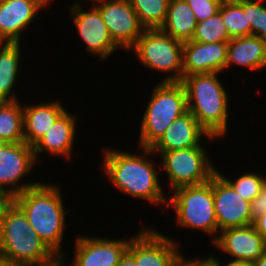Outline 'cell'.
<instances>
[{
	"mask_svg": "<svg viewBox=\"0 0 266 266\" xmlns=\"http://www.w3.org/2000/svg\"><path fill=\"white\" fill-rule=\"evenodd\" d=\"M138 154L106 148L103 152V170L107 180L129 197L151 204L166 205L167 196L160 185L159 169L155 168L150 148H140ZM150 159V160H149Z\"/></svg>",
	"mask_w": 266,
	"mask_h": 266,
	"instance_id": "6da1fadb",
	"label": "cell"
},
{
	"mask_svg": "<svg viewBox=\"0 0 266 266\" xmlns=\"http://www.w3.org/2000/svg\"><path fill=\"white\" fill-rule=\"evenodd\" d=\"M60 189L55 183L40 182L12 198V201L22 210L37 235L64 264L69 254L62 252V242L67 226L66 214L70 211L65 210Z\"/></svg>",
	"mask_w": 266,
	"mask_h": 266,
	"instance_id": "7a4b0ae2",
	"label": "cell"
},
{
	"mask_svg": "<svg viewBox=\"0 0 266 266\" xmlns=\"http://www.w3.org/2000/svg\"><path fill=\"white\" fill-rule=\"evenodd\" d=\"M219 74L188 75L181 81L186 90L188 111L217 139L226 136L229 129V95Z\"/></svg>",
	"mask_w": 266,
	"mask_h": 266,
	"instance_id": "3957f363",
	"label": "cell"
},
{
	"mask_svg": "<svg viewBox=\"0 0 266 266\" xmlns=\"http://www.w3.org/2000/svg\"><path fill=\"white\" fill-rule=\"evenodd\" d=\"M0 257L25 266H47L60 260L13 201L5 208L1 220Z\"/></svg>",
	"mask_w": 266,
	"mask_h": 266,
	"instance_id": "277c9868",
	"label": "cell"
},
{
	"mask_svg": "<svg viewBox=\"0 0 266 266\" xmlns=\"http://www.w3.org/2000/svg\"><path fill=\"white\" fill-rule=\"evenodd\" d=\"M140 120L139 148H151L172 122L186 112L187 96L181 82H159Z\"/></svg>",
	"mask_w": 266,
	"mask_h": 266,
	"instance_id": "5b68a950",
	"label": "cell"
},
{
	"mask_svg": "<svg viewBox=\"0 0 266 266\" xmlns=\"http://www.w3.org/2000/svg\"><path fill=\"white\" fill-rule=\"evenodd\" d=\"M172 193L166 207L174 209L179 227L201 230L212 236L210 242L213 243L218 237V222L214 210L212 178L200 185L176 188Z\"/></svg>",
	"mask_w": 266,
	"mask_h": 266,
	"instance_id": "8992f818",
	"label": "cell"
},
{
	"mask_svg": "<svg viewBox=\"0 0 266 266\" xmlns=\"http://www.w3.org/2000/svg\"><path fill=\"white\" fill-rule=\"evenodd\" d=\"M130 50L145 68L166 72L162 82L183 80V43L160 28L145 29Z\"/></svg>",
	"mask_w": 266,
	"mask_h": 266,
	"instance_id": "52a82bcc",
	"label": "cell"
},
{
	"mask_svg": "<svg viewBox=\"0 0 266 266\" xmlns=\"http://www.w3.org/2000/svg\"><path fill=\"white\" fill-rule=\"evenodd\" d=\"M207 151L205 147H191L159 152L162 163L157 166L165 172L171 192L179 187L200 185L211 180L217 167L210 162Z\"/></svg>",
	"mask_w": 266,
	"mask_h": 266,
	"instance_id": "ba28073f",
	"label": "cell"
},
{
	"mask_svg": "<svg viewBox=\"0 0 266 266\" xmlns=\"http://www.w3.org/2000/svg\"><path fill=\"white\" fill-rule=\"evenodd\" d=\"M173 239L144 225L130 240L127 252L139 266H179L186 258Z\"/></svg>",
	"mask_w": 266,
	"mask_h": 266,
	"instance_id": "9c48e42d",
	"label": "cell"
},
{
	"mask_svg": "<svg viewBox=\"0 0 266 266\" xmlns=\"http://www.w3.org/2000/svg\"><path fill=\"white\" fill-rule=\"evenodd\" d=\"M36 165L32 146L25 142L0 143V191L14 198L28 188L38 185L39 181H21Z\"/></svg>",
	"mask_w": 266,
	"mask_h": 266,
	"instance_id": "30bf717a",
	"label": "cell"
},
{
	"mask_svg": "<svg viewBox=\"0 0 266 266\" xmlns=\"http://www.w3.org/2000/svg\"><path fill=\"white\" fill-rule=\"evenodd\" d=\"M69 16L72 18L73 24L85 43V50L90 55H97L101 61H108L107 58L120 48L113 42L106 24L95 5H91L89 10H83L81 2L77 0L68 5Z\"/></svg>",
	"mask_w": 266,
	"mask_h": 266,
	"instance_id": "8fae6325",
	"label": "cell"
},
{
	"mask_svg": "<svg viewBox=\"0 0 266 266\" xmlns=\"http://www.w3.org/2000/svg\"><path fill=\"white\" fill-rule=\"evenodd\" d=\"M106 24L113 42L123 50H130L145 30L130 0H105L94 4Z\"/></svg>",
	"mask_w": 266,
	"mask_h": 266,
	"instance_id": "7c38bea8",
	"label": "cell"
},
{
	"mask_svg": "<svg viewBox=\"0 0 266 266\" xmlns=\"http://www.w3.org/2000/svg\"><path fill=\"white\" fill-rule=\"evenodd\" d=\"M212 188L218 233L253 224L251 202L243 199L218 172L212 176Z\"/></svg>",
	"mask_w": 266,
	"mask_h": 266,
	"instance_id": "4fadbf2b",
	"label": "cell"
},
{
	"mask_svg": "<svg viewBox=\"0 0 266 266\" xmlns=\"http://www.w3.org/2000/svg\"><path fill=\"white\" fill-rule=\"evenodd\" d=\"M129 239H108L103 236L78 235L75 239L73 261L69 266H116L127 251Z\"/></svg>",
	"mask_w": 266,
	"mask_h": 266,
	"instance_id": "5bb4252c",
	"label": "cell"
},
{
	"mask_svg": "<svg viewBox=\"0 0 266 266\" xmlns=\"http://www.w3.org/2000/svg\"><path fill=\"white\" fill-rule=\"evenodd\" d=\"M232 260L255 262L266 251V240L253 224L219 232L211 244Z\"/></svg>",
	"mask_w": 266,
	"mask_h": 266,
	"instance_id": "9a60e30c",
	"label": "cell"
},
{
	"mask_svg": "<svg viewBox=\"0 0 266 266\" xmlns=\"http://www.w3.org/2000/svg\"><path fill=\"white\" fill-rule=\"evenodd\" d=\"M228 42L183 43V78L194 74L224 73Z\"/></svg>",
	"mask_w": 266,
	"mask_h": 266,
	"instance_id": "2e32d148",
	"label": "cell"
},
{
	"mask_svg": "<svg viewBox=\"0 0 266 266\" xmlns=\"http://www.w3.org/2000/svg\"><path fill=\"white\" fill-rule=\"evenodd\" d=\"M43 8L41 0H0V43H20Z\"/></svg>",
	"mask_w": 266,
	"mask_h": 266,
	"instance_id": "e0dca14e",
	"label": "cell"
},
{
	"mask_svg": "<svg viewBox=\"0 0 266 266\" xmlns=\"http://www.w3.org/2000/svg\"><path fill=\"white\" fill-rule=\"evenodd\" d=\"M207 137L209 140H217L210 136L198 123L195 117L188 111L165 130L160 139L150 148L154 153L170 150L186 149L191 147H205L201 140Z\"/></svg>",
	"mask_w": 266,
	"mask_h": 266,
	"instance_id": "ac0fdd59",
	"label": "cell"
},
{
	"mask_svg": "<svg viewBox=\"0 0 266 266\" xmlns=\"http://www.w3.org/2000/svg\"><path fill=\"white\" fill-rule=\"evenodd\" d=\"M77 117L65 110L53 123L51 128L33 146L34 155L38 163L39 155L61 156L67 160L72 157L77 128Z\"/></svg>",
	"mask_w": 266,
	"mask_h": 266,
	"instance_id": "d6986e66",
	"label": "cell"
},
{
	"mask_svg": "<svg viewBox=\"0 0 266 266\" xmlns=\"http://www.w3.org/2000/svg\"><path fill=\"white\" fill-rule=\"evenodd\" d=\"M66 110L60 100L31 105L23 104L24 141L34 146L55 120Z\"/></svg>",
	"mask_w": 266,
	"mask_h": 266,
	"instance_id": "ffe728a7",
	"label": "cell"
},
{
	"mask_svg": "<svg viewBox=\"0 0 266 266\" xmlns=\"http://www.w3.org/2000/svg\"><path fill=\"white\" fill-rule=\"evenodd\" d=\"M233 64L252 71L266 69V47L257 36L231 38L228 41L225 71Z\"/></svg>",
	"mask_w": 266,
	"mask_h": 266,
	"instance_id": "44dd1931",
	"label": "cell"
},
{
	"mask_svg": "<svg viewBox=\"0 0 266 266\" xmlns=\"http://www.w3.org/2000/svg\"><path fill=\"white\" fill-rule=\"evenodd\" d=\"M21 43H0V102L17 101L16 93L12 92L20 76ZM19 73V75H18Z\"/></svg>",
	"mask_w": 266,
	"mask_h": 266,
	"instance_id": "7402d4cb",
	"label": "cell"
},
{
	"mask_svg": "<svg viewBox=\"0 0 266 266\" xmlns=\"http://www.w3.org/2000/svg\"><path fill=\"white\" fill-rule=\"evenodd\" d=\"M197 21L185 0H169L167 17L161 30L182 43L191 41Z\"/></svg>",
	"mask_w": 266,
	"mask_h": 266,
	"instance_id": "603a6c76",
	"label": "cell"
},
{
	"mask_svg": "<svg viewBox=\"0 0 266 266\" xmlns=\"http://www.w3.org/2000/svg\"><path fill=\"white\" fill-rule=\"evenodd\" d=\"M18 101L0 102V143L25 142L23 104Z\"/></svg>",
	"mask_w": 266,
	"mask_h": 266,
	"instance_id": "cb8c5ba5",
	"label": "cell"
},
{
	"mask_svg": "<svg viewBox=\"0 0 266 266\" xmlns=\"http://www.w3.org/2000/svg\"><path fill=\"white\" fill-rule=\"evenodd\" d=\"M145 29L161 28L167 17L169 0H130Z\"/></svg>",
	"mask_w": 266,
	"mask_h": 266,
	"instance_id": "d4e9b609",
	"label": "cell"
},
{
	"mask_svg": "<svg viewBox=\"0 0 266 266\" xmlns=\"http://www.w3.org/2000/svg\"><path fill=\"white\" fill-rule=\"evenodd\" d=\"M219 12L230 38L250 36V24H247V11L236 0H224Z\"/></svg>",
	"mask_w": 266,
	"mask_h": 266,
	"instance_id": "484cf974",
	"label": "cell"
},
{
	"mask_svg": "<svg viewBox=\"0 0 266 266\" xmlns=\"http://www.w3.org/2000/svg\"><path fill=\"white\" fill-rule=\"evenodd\" d=\"M247 11L250 35L257 36L266 47V0H236Z\"/></svg>",
	"mask_w": 266,
	"mask_h": 266,
	"instance_id": "4316f807",
	"label": "cell"
},
{
	"mask_svg": "<svg viewBox=\"0 0 266 266\" xmlns=\"http://www.w3.org/2000/svg\"><path fill=\"white\" fill-rule=\"evenodd\" d=\"M230 39L224 26L222 15L217 12L210 18L197 22L192 41L215 43L228 42Z\"/></svg>",
	"mask_w": 266,
	"mask_h": 266,
	"instance_id": "83f0119b",
	"label": "cell"
},
{
	"mask_svg": "<svg viewBox=\"0 0 266 266\" xmlns=\"http://www.w3.org/2000/svg\"><path fill=\"white\" fill-rule=\"evenodd\" d=\"M217 172L233 187V189L245 200L253 201L255 197L261 191L264 183L266 182V177L262 174H257L254 172L244 173L236 177V180L227 179L223 174H221L218 169Z\"/></svg>",
	"mask_w": 266,
	"mask_h": 266,
	"instance_id": "f1b7e54d",
	"label": "cell"
},
{
	"mask_svg": "<svg viewBox=\"0 0 266 266\" xmlns=\"http://www.w3.org/2000/svg\"><path fill=\"white\" fill-rule=\"evenodd\" d=\"M194 12L197 22L204 21L219 12L224 0H185Z\"/></svg>",
	"mask_w": 266,
	"mask_h": 266,
	"instance_id": "f546056e",
	"label": "cell"
},
{
	"mask_svg": "<svg viewBox=\"0 0 266 266\" xmlns=\"http://www.w3.org/2000/svg\"><path fill=\"white\" fill-rule=\"evenodd\" d=\"M251 218L254 221L257 217L266 213V182L261 191L250 203Z\"/></svg>",
	"mask_w": 266,
	"mask_h": 266,
	"instance_id": "4dcf8cb0",
	"label": "cell"
},
{
	"mask_svg": "<svg viewBox=\"0 0 266 266\" xmlns=\"http://www.w3.org/2000/svg\"><path fill=\"white\" fill-rule=\"evenodd\" d=\"M203 259L210 265V266H253L251 262L247 261H240V260H228L226 264H222L218 261V258L214 257L212 254L207 258L203 257Z\"/></svg>",
	"mask_w": 266,
	"mask_h": 266,
	"instance_id": "1f68e13d",
	"label": "cell"
},
{
	"mask_svg": "<svg viewBox=\"0 0 266 266\" xmlns=\"http://www.w3.org/2000/svg\"><path fill=\"white\" fill-rule=\"evenodd\" d=\"M256 231L266 240V213L253 221Z\"/></svg>",
	"mask_w": 266,
	"mask_h": 266,
	"instance_id": "d6a6232c",
	"label": "cell"
},
{
	"mask_svg": "<svg viewBox=\"0 0 266 266\" xmlns=\"http://www.w3.org/2000/svg\"><path fill=\"white\" fill-rule=\"evenodd\" d=\"M12 198L5 192L0 191V225L5 208L11 203Z\"/></svg>",
	"mask_w": 266,
	"mask_h": 266,
	"instance_id": "836d02e7",
	"label": "cell"
},
{
	"mask_svg": "<svg viewBox=\"0 0 266 266\" xmlns=\"http://www.w3.org/2000/svg\"><path fill=\"white\" fill-rule=\"evenodd\" d=\"M116 266H139V263L126 251Z\"/></svg>",
	"mask_w": 266,
	"mask_h": 266,
	"instance_id": "e575fe53",
	"label": "cell"
},
{
	"mask_svg": "<svg viewBox=\"0 0 266 266\" xmlns=\"http://www.w3.org/2000/svg\"><path fill=\"white\" fill-rule=\"evenodd\" d=\"M252 264L253 266H266V251Z\"/></svg>",
	"mask_w": 266,
	"mask_h": 266,
	"instance_id": "d590c367",
	"label": "cell"
},
{
	"mask_svg": "<svg viewBox=\"0 0 266 266\" xmlns=\"http://www.w3.org/2000/svg\"><path fill=\"white\" fill-rule=\"evenodd\" d=\"M0 266H25L14 261H9L0 257Z\"/></svg>",
	"mask_w": 266,
	"mask_h": 266,
	"instance_id": "8d00e7d4",
	"label": "cell"
},
{
	"mask_svg": "<svg viewBox=\"0 0 266 266\" xmlns=\"http://www.w3.org/2000/svg\"><path fill=\"white\" fill-rule=\"evenodd\" d=\"M195 266H210L203 258H195Z\"/></svg>",
	"mask_w": 266,
	"mask_h": 266,
	"instance_id": "74e56055",
	"label": "cell"
},
{
	"mask_svg": "<svg viewBox=\"0 0 266 266\" xmlns=\"http://www.w3.org/2000/svg\"><path fill=\"white\" fill-rule=\"evenodd\" d=\"M179 266H195V258L191 260V258L185 259Z\"/></svg>",
	"mask_w": 266,
	"mask_h": 266,
	"instance_id": "f35d334b",
	"label": "cell"
},
{
	"mask_svg": "<svg viewBox=\"0 0 266 266\" xmlns=\"http://www.w3.org/2000/svg\"><path fill=\"white\" fill-rule=\"evenodd\" d=\"M47 266H65V264L63 265L61 259L59 261H57L56 263L54 264H50V265H47Z\"/></svg>",
	"mask_w": 266,
	"mask_h": 266,
	"instance_id": "ab89813d",
	"label": "cell"
},
{
	"mask_svg": "<svg viewBox=\"0 0 266 266\" xmlns=\"http://www.w3.org/2000/svg\"><path fill=\"white\" fill-rule=\"evenodd\" d=\"M52 0H41L44 7L48 6Z\"/></svg>",
	"mask_w": 266,
	"mask_h": 266,
	"instance_id": "60d3db41",
	"label": "cell"
},
{
	"mask_svg": "<svg viewBox=\"0 0 266 266\" xmlns=\"http://www.w3.org/2000/svg\"><path fill=\"white\" fill-rule=\"evenodd\" d=\"M88 1H91V2H93V4H96V3H99V2H102V1H105V0H88Z\"/></svg>",
	"mask_w": 266,
	"mask_h": 266,
	"instance_id": "b9f144b4",
	"label": "cell"
}]
</instances>
